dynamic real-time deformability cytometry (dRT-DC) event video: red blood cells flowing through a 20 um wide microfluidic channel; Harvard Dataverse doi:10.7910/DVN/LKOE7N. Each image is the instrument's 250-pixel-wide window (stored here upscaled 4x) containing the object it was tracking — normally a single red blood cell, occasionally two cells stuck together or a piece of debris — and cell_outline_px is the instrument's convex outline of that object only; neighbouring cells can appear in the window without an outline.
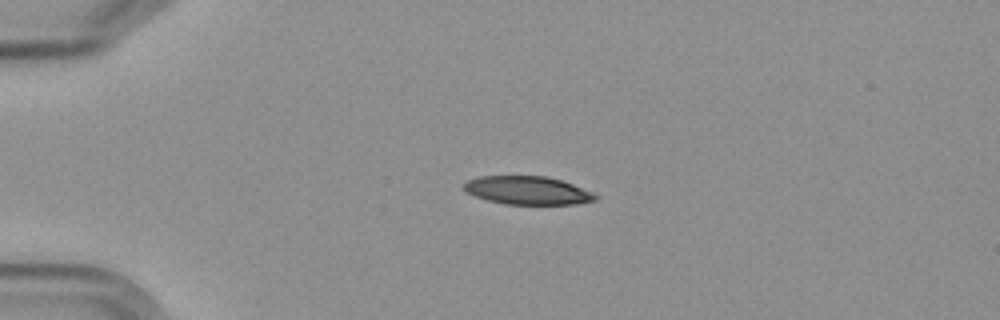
{"species": "Egyptian fruit bat (a non-hibernating species)", "species_latin": "Rousettus aegyptiacus", "temperature_condition": "cold", "stored_images_in_passage": 5, "camera_frame_rate_fps": 3000, "um_per_image_px": 0.085, "frame": {"image": 1, "passage_image": 4, "time_ms": 3.333, "image_size_px": [1000, 320], "cell_outline_px": [[600, 196], [596, 200], [576, 204], [504, 204], [488, 200], [476, 196], [468, 192], [460, 184], [468, 180], [480, 176], [548, 176], [572, 184], [592, 192]], "centroid_in_image_um": [44.85, 16.18], "position_along_channel_um": 40.2, "area_um2": 21.62}}